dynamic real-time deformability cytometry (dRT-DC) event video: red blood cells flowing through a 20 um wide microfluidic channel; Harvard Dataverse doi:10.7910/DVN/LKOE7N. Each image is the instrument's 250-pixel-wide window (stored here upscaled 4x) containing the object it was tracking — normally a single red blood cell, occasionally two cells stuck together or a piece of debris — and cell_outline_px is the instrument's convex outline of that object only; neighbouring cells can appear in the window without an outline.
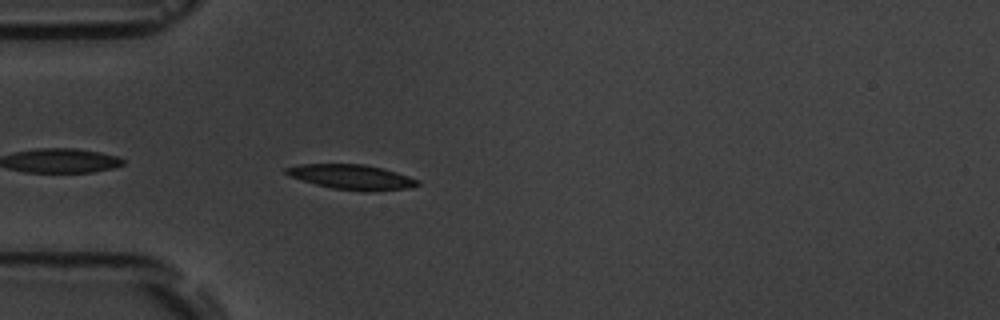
{"species": "common noctule bat (a hibernating species)", "species_latin": "Nyctalus noctula", "temperature_condition": "room temperature", "stored_images_in_passage": 5, "camera_frame_rate_fps": 3000, "um_per_image_px": 0.085, "animal": {"sex": "male", "body_mass_g": 19.5, "forearm_length_mm": 54.6}, "frame": {"image": 1, "passage_image": 5, "time_ms": 4.667, "image_size_px": [1000, 320], "cell_outline_px": [[420, 184], [408, 188], [368, 192], [364, 192], [332, 188], [300, 180], [288, 176], [284, 172], [284, 168], [300, 164], [364, 164], [384, 168], [420, 180]], "centroid_in_image_um": [29.88, 15.04], "position_along_channel_um": 55.1, "area_um2": 19.25}}